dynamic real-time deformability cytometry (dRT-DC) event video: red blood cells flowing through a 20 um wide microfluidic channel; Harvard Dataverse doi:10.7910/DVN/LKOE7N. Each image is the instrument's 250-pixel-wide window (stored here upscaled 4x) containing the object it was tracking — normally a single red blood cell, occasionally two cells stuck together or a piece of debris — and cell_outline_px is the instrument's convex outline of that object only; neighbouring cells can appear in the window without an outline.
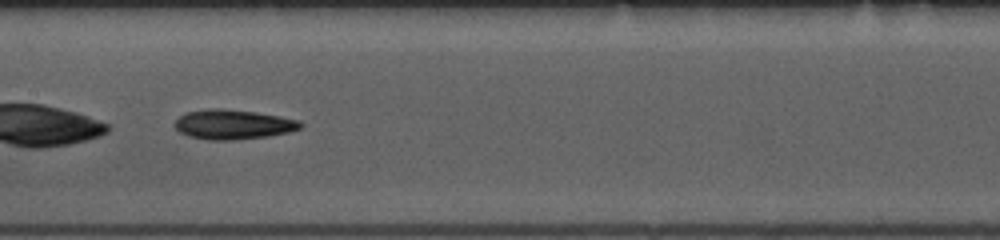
{"species": "common noctule bat (a hibernating species)", "species_latin": "Nyctalus noctula", "temperature_condition": "room temperature", "stored_images_in_passage": 51, "camera_frame_rate_fps": 3000, "um_per_image_px": 0.085, "animal": {"sex": "female", "body_mass_g": 10.0, "forearm_length_mm": 53.1}, "frame": {"image": 1, "passage_image": 26, "time_ms": 8.333, "image_size_px": [1000, 240], "cell_outline_px": [[304, 124], [300, 128], [288, 132], [268, 136], [236, 140], [208, 140], [188, 136], [180, 132], [172, 124], [184, 112], [208, 108], [220, 108], [256, 112], [280, 116], [300, 120]], "centroid_in_image_um": [19.79, 10.57], "position_along_channel_um": 187.6, "area_um2": 21.96}}
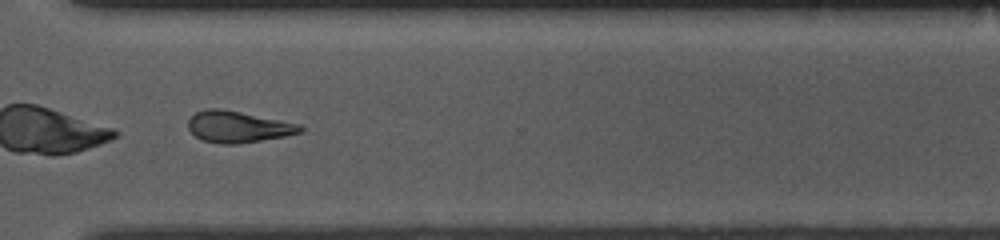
{"frame": {"image": 2, "passage_image": 39, "time_ms": 12.667, "image_size_px": [1000, 240], "cell_outline_px": [[304, 132], [284, 136], [240, 144], [224, 144], [200, 140], [188, 128], [188, 120], [196, 112], [208, 108], [220, 108], [300, 124], [304, 128]], "centroid_in_image_um": [20.23, 10.78], "position_along_channel_um": 350.4, "area_um2": 20.46}, "authors_computed_cell_mechanics": {"area_um2": 22.0796, "velocity_mm_per_s": 3.7628, "shape_relaxation_time_tau1_ms": 5.6773, "shape_relaxation_time_tau2_ms": null, "deformation_change_tau1": 0.177, "deformation_change_tau2": null}}